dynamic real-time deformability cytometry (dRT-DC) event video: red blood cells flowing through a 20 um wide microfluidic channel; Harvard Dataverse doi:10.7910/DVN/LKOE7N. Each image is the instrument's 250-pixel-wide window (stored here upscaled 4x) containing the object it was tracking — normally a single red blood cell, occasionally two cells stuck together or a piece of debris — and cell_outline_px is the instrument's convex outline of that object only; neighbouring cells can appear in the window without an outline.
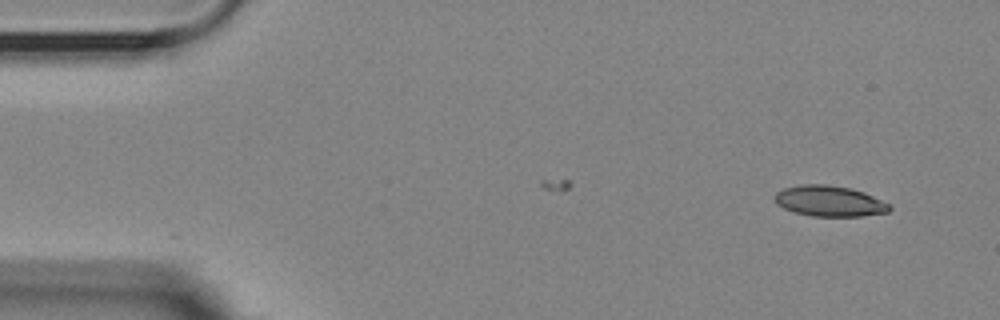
{"species": "Egyptian fruit bat (a non-hibernating species)", "species_latin": "Rousettus aegyptiacus", "temperature_condition": "room temperature", "stored_images_in_passage": 45, "camera_frame_rate_fps": 3000, "um_per_image_px": 0.085, "animal": {"sex": "female"}, "frame": {"image": 1, "passage_image": 1, "time_ms": 0.0, "image_size_px": [1000, 320], "cell_outline_px": [[892, 208], [888, 212], [860, 216], [812, 216], [796, 212], [784, 208], [776, 204], [776, 192], [784, 188], [800, 184], [828, 184], [848, 188], [864, 192], [888, 204]], "centroid_in_image_um": [70.49, 17.09], "position_along_channel_um": 14.5, "area_um2": 20.29}}
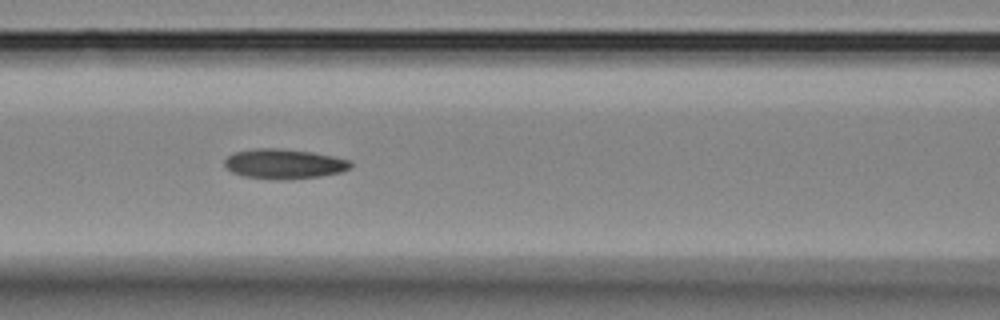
{"frame": {"image": 2, "passage_image": 20, "time_ms": 6.333, "image_size_px": [1000, 320], "cell_outline_px": [[352, 168], [340, 172], [320, 176], [244, 176], [232, 172], [224, 164], [224, 160], [232, 152], [256, 148], [276, 148], [312, 152], [352, 160]], "centroid_in_image_um": [24.16, 13.86], "position_along_channel_um": 142.4, "area_um2": 20.81}}
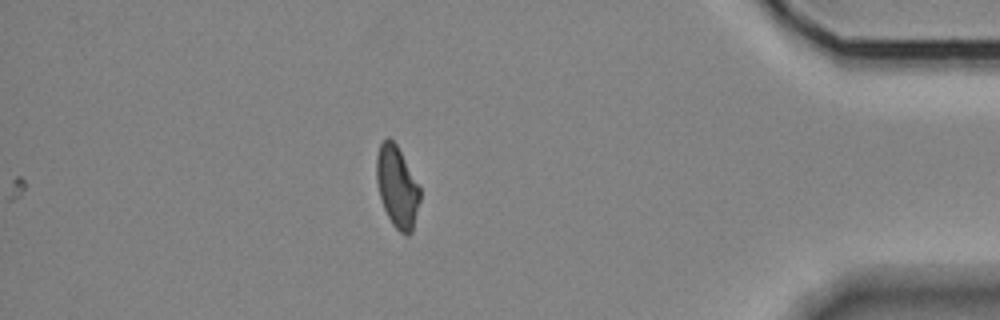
{"frame": {"image": 3, "passage_image": 45, "time_ms": 14.667, "image_size_px": [1000, 320], "cell_outline_px": [[420, 200], [412, 232], [408, 236], [400, 232], [392, 224], [384, 208], [380, 196], [376, 180], [376, 156], [380, 144], [388, 136], [396, 144], [420, 188]], "centroid_in_image_um": [33.74, 15.89], "position_along_channel_um": 401.5, "area_um2": 20.4}, "authors_computed_cell_mechanics": {"area_um2": 21.1548, "velocity_mm_per_s": 3.5962, "shape_relaxation_time_tau1_ms": null, "shape_relaxation_time_tau2_ms": 5.367, "deformation_change_tau1": null, "deformation_change_tau2": 0.1152}}